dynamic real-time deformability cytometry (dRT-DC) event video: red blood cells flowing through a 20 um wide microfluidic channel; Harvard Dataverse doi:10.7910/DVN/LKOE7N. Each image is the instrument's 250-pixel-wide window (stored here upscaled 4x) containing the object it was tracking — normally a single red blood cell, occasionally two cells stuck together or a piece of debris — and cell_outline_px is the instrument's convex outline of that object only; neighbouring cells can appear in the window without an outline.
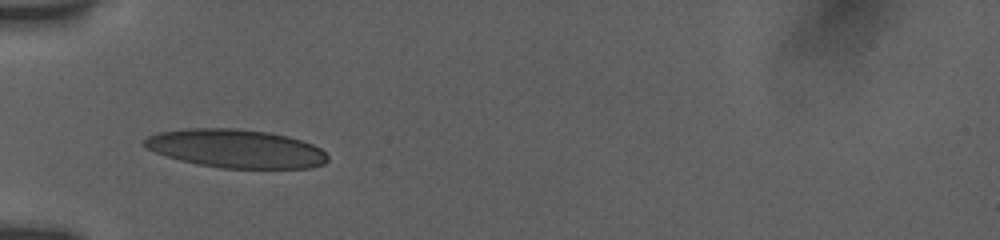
{"species": "human", "species_latin": "Homo sapiens", "temperature_condition": "room temperature", "stored_images_in_passage": 47, "camera_frame_rate_fps": 3000, "um_per_image_px": 0.085, "donor": {"sex": "female"}, "frame": {"image": 1, "passage_image": 1, "time_ms": 0.0, "image_size_px": [1000, 240], "cell_outline_px": [[328, 160], [324, 164], [312, 168], [220, 168], [196, 164], [180, 160], [156, 152], [140, 144], [148, 136], [160, 132], [188, 128], [236, 128], [268, 132], [288, 136], [312, 144], [320, 148], [328, 156]], "centroid_in_image_um": [20.06, 12.63], "position_along_channel_um": 64.9, "area_um2": 41.1}}
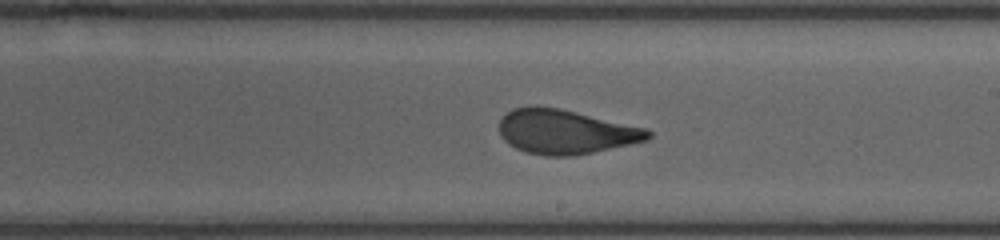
{"frame": {"image": 2, "passage_image": 20, "time_ms": 4.667, "image_size_px": [1000, 240], "cell_outline_px": [[652, 136], [648, 140], [632, 144], [572, 156], [544, 156], [524, 152], [508, 144], [500, 136], [500, 120], [512, 108], [536, 104], [560, 108], [648, 128], [652, 132]], "centroid_in_image_um": [48.07, 11.19], "position_along_channel_um": 240.9, "area_um2": 39.02}}
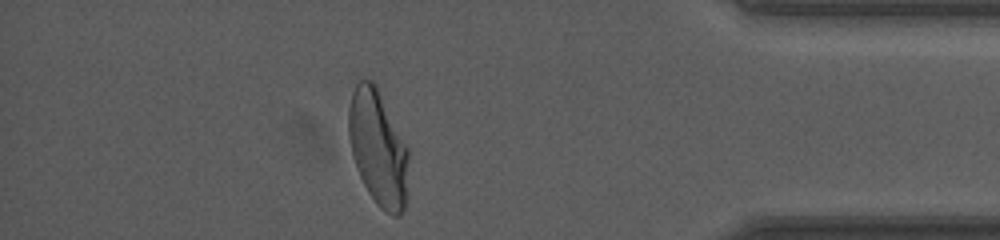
{"frame": {"image": 3, "passage_image": 39, "time_ms": 9.667, "image_size_px": [1000, 240], "cell_outline_px": [[408, 196], [404, 208], [396, 216], [392, 216], [380, 208], [376, 204], [368, 192], [356, 168], [352, 156], [348, 136], [348, 108], [352, 92], [356, 84], [360, 80], [372, 80], [376, 84], [408, 148]], "centroid_in_image_um": [32.13, 12.59], "position_along_channel_um": 403.1, "area_um2": 40.69}, "authors_computed_cell_mechanics": {"area_um2": 39.015, "velocity_mm_per_s": 3.8631, "shape_relaxation_time_tau1_ms": 6.7229, "shape_relaxation_time_tau2_ms": 0.9169, "deformation_change_tau1": 0.2301, "deformation_change_tau2": 0.0816}}